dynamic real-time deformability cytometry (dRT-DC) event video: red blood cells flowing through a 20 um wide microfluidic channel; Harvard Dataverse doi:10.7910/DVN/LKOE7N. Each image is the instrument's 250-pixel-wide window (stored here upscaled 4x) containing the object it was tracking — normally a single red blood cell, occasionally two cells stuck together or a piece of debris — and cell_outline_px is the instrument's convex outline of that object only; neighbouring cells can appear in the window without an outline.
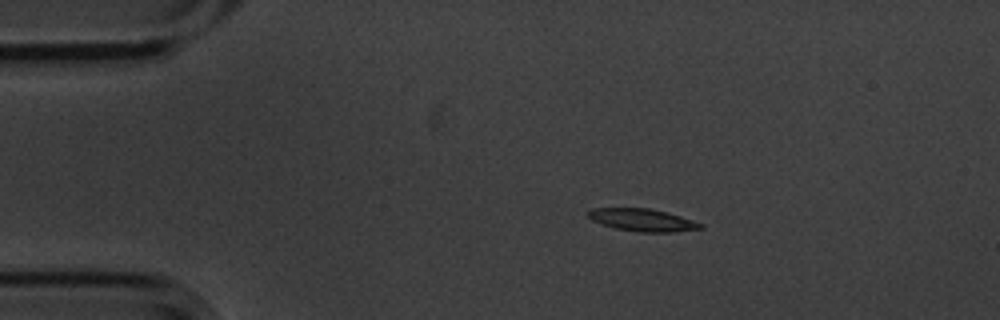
{"species": "common noctule bat (a hibernating species)", "species_latin": "Nyctalus noctula", "temperature_condition": "cold", "stored_images_in_passage": 7, "camera_frame_rate_fps": 3000, "um_per_image_px": 0.085, "animal": {"sex": "male", "body_mass_g": 20.1, "forearm_length_mm": 53.5}, "frame": {"image": 1, "passage_image": 2, "time_ms": 0.333, "image_size_px": [1000, 320], "cell_outline_px": [[704, 228], [672, 232], [636, 232], [616, 228], [600, 224], [592, 220], [588, 216], [588, 212], [592, 208], [652, 208], [680, 216], [704, 224]], "centroid_in_image_um": [54.61, 18.7], "position_along_channel_um": 30.4, "area_um2": 14.74}}
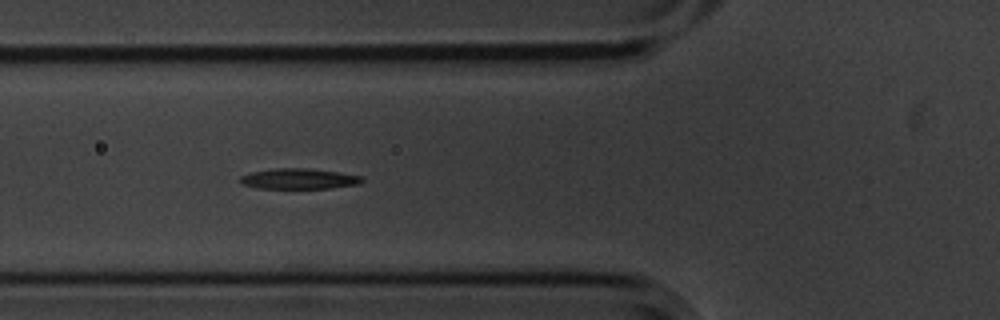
{"frame": {"image": 2, "passage_image": 5, "time_ms": 1.333, "image_size_px": [1000, 320], "cell_outline_px": [[364, 180], [360, 184], [332, 188], [260, 188], [240, 184], [240, 176], [252, 172], [276, 168], [308, 168], [340, 172], [364, 176]], "centroid_in_image_um": [25.46, 15.19], "position_along_channel_um": 100.3, "area_um2": 14.68}}
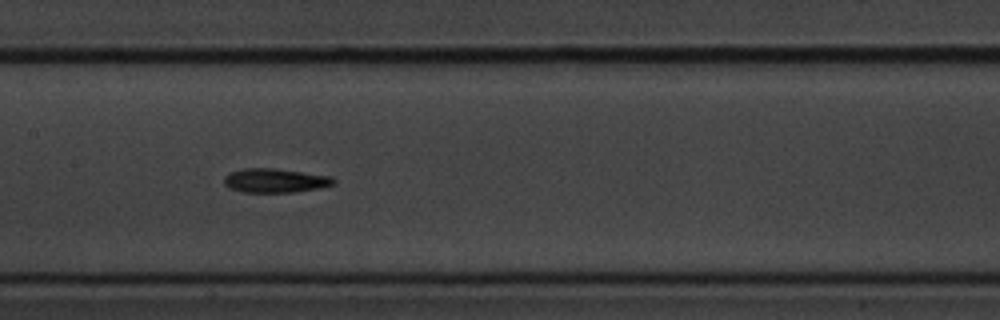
{"frame": {"image": 3, "passage_image": 7, "time_ms": 2.0, "image_size_px": [1000, 320], "cell_outline_px": [[336, 184], [320, 188], [292, 192], [240, 192], [228, 188], [224, 184], [224, 176], [232, 172], [244, 168], [272, 168], [332, 176], [336, 180]], "centroid_in_image_um": [23.39, 15.35], "position_along_channel_um": 184.0, "area_um2": 15.43}}